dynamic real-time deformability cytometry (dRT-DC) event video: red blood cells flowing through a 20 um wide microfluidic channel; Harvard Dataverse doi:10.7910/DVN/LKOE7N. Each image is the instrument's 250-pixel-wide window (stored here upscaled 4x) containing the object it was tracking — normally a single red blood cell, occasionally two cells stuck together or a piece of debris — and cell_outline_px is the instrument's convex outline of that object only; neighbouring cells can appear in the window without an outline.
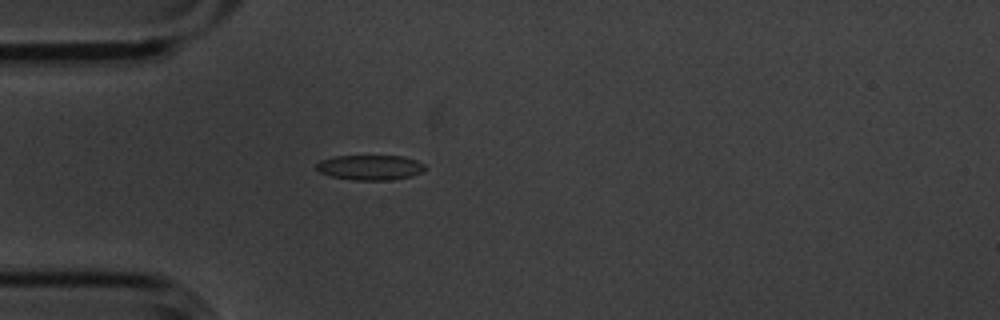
{"species": "common noctule bat (a hibernating species)", "species_latin": "Nyctalus noctula", "temperature_condition": "cold", "stored_images_in_passage": 5, "camera_frame_rate_fps": 3000, "um_per_image_px": 0.085, "animal": {"sex": "male", "body_mass_g": 20.1, "forearm_length_mm": 53.5}, "frame": {"image": 1, "passage_image": 5, "time_ms": 1.333, "image_size_px": [1000, 320], "cell_outline_px": [[424, 172], [412, 176], [392, 180], [356, 180], [332, 176], [320, 172], [316, 168], [316, 164], [320, 160], [332, 156], [404, 156], [416, 160], [424, 164]], "centroid_in_image_um": [31.48, 14.23], "position_along_channel_um": 53.5, "area_um2": 15.9}}